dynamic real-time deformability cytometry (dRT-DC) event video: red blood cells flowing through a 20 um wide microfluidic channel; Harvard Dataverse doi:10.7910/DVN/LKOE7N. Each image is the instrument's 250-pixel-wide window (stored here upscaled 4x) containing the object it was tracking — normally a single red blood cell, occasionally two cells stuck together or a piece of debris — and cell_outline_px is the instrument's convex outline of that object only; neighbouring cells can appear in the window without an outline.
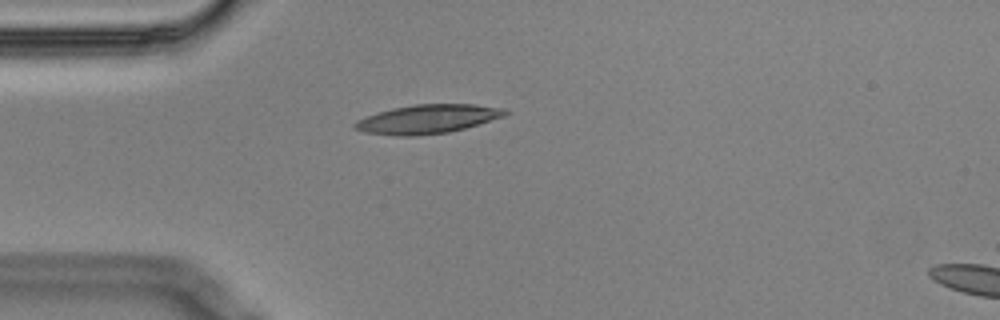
{"species": "Egyptian fruit bat (a non-hibernating species)", "species_latin": "Rousettus aegyptiacus", "temperature_condition": "cold", "stored_images_in_passage": 2, "camera_frame_rate_fps": 3000, "um_per_image_px": 0.085, "animal": {"sex": "male"}, "frame": {"image": 1, "passage_image": 2, "time_ms": 0.333, "image_size_px": [1000, 320], "cell_outline_px": [[508, 112], [504, 116], [464, 128], [448, 132], [416, 136], [396, 136], [364, 132], [352, 128], [352, 124], [356, 120], [392, 108], [416, 104], [472, 104], [504, 108]], "centroid_in_image_um": [36.3, 10.12], "position_along_channel_um": 48.7, "area_um2": 25.14}}